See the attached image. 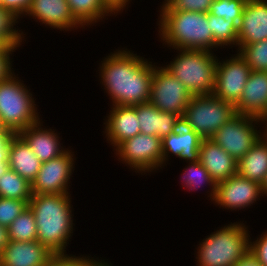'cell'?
Listing matches in <instances>:
<instances>
[{"label": "cell", "instance_id": "cell-1", "mask_svg": "<svg viewBox=\"0 0 267 266\" xmlns=\"http://www.w3.org/2000/svg\"><path fill=\"white\" fill-rule=\"evenodd\" d=\"M134 52L118 47L98 65L101 88L111 100L110 106H135L150 99L154 61Z\"/></svg>", "mask_w": 267, "mask_h": 266}, {"label": "cell", "instance_id": "cell-2", "mask_svg": "<svg viewBox=\"0 0 267 266\" xmlns=\"http://www.w3.org/2000/svg\"><path fill=\"white\" fill-rule=\"evenodd\" d=\"M28 206L35 216L37 240L55 255L67 254L75 231L71 194H32Z\"/></svg>", "mask_w": 267, "mask_h": 266}, {"label": "cell", "instance_id": "cell-3", "mask_svg": "<svg viewBox=\"0 0 267 266\" xmlns=\"http://www.w3.org/2000/svg\"><path fill=\"white\" fill-rule=\"evenodd\" d=\"M157 12V37L164 47L167 46L170 50L194 49L211 52H218L217 49H220L213 42L208 13L176 10Z\"/></svg>", "mask_w": 267, "mask_h": 266}, {"label": "cell", "instance_id": "cell-4", "mask_svg": "<svg viewBox=\"0 0 267 266\" xmlns=\"http://www.w3.org/2000/svg\"><path fill=\"white\" fill-rule=\"evenodd\" d=\"M218 227L202 241L195 251L196 266H233L250 251V234L246 221Z\"/></svg>", "mask_w": 267, "mask_h": 266}, {"label": "cell", "instance_id": "cell-5", "mask_svg": "<svg viewBox=\"0 0 267 266\" xmlns=\"http://www.w3.org/2000/svg\"><path fill=\"white\" fill-rule=\"evenodd\" d=\"M174 52L177 53L176 56L163 66L181 81L192 95L213 94L219 55L194 49H174Z\"/></svg>", "mask_w": 267, "mask_h": 266}, {"label": "cell", "instance_id": "cell-6", "mask_svg": "<svg viewBox=\"0 0 267 266\" xmlns=\"http://www.w3.org/2000/svg\"><path fill=\"white\" fill-rule=\"evenodd\" d=\"M18 75L0 82V124L15 134L42 118L31 88Z\"/></svg>", "mask_w": 267, "mask_h": 266}, {"label": "cell", "instance_id": "cell-7", "mask_svg": "<svg viewBox=\"0 0 267 266\" xmlns=\"http://www.w3.org/2000/svg\"><path fill=\"white\" fill-rule=\"evenodd\" d=\"M236 115L235 106L211 95H193L182 116V124L202 139H211L227 121Z\"/></svg>", "mask_w": 267, "mask_h": 266}, {"label": "cell", "instance_id": "cell-8", "mask_svg": "<svg viewBox=\"0 0 267 266\" xmlns=\"http://www.w3.org/2000/svg\"><path fill=\"white\" fill-rule=\"evenodd\" d=\"M113 151L116 159L136 175H153L163 170L162 139L157 136L139 133L121 142Z\"/></svg>", "mask_w": 267, "mask_h": 266}, {"label": "cell", "instance_id": "cell-9", "mask_svg": "<svg viewBox=\"0 0 267 266\" xmlns=\"http://www.w3.org/2000/svg\"><path fill=\"white\" fill-rule=\"evenodd\" d=\"M263 134L261 119L236 114L216 131L211 140L238 162Z\"/></svg>", "mask_w": 267, "mask_h": 266}, {"label": "cell", "instance_id": "cell-10", "mask_svg": "<svg viewBox=\"0 0 267 266\" xmlns=\"http://www.w3.org/2000/svg\"><path fill=\"white\" fill-rule=\"evenodd\" d=\"M157 64L153 63L149 102L162 112L174 113L182 118L193 95L163 64Z\"/></svg>", "mask_w": 267, "mask_h": 266}, {"label": "cell", "instance_id": "cell-11", "mask_svg": "<svg viewBox=\"0 0 267 266\" xmlns=\"http://www.w3.org/2000/svg\"><path fill=\"white\" fill-rule=\"evenodd\" d=\"M41 164L36 179L31 184L32 194H70L76 156L73 148Z\"/></svg>", "mask_w": 267, "mask_h": 266}, {"label": "cell", "instance_id": "cell-12", "mask_svg": "<svg viewBox=\"0 0 267 266\" xmlns=\"http://www.w3.org/2000/svg\"><path fill=\"white\" fill-rule=\"evenodd\" d=\"M220 58L222 57H218L216 65L213 95L235 105L245 88L251 69L238 52L231 57L226 56V60Z\"/></svg>", "mask_w": 267, "mask_h": 266}, {"label": "cell", "instance_id": "cell-13", "mask_svg": "<svg viewBox=\"0 0 267 266\" xmlns=\"http://www.w3.org/2000/svg\"><path fill=\"white\" fill-rule=\"evenodd\" d=\"M263 197L261 185L236 174L216 187L213 204L229 211L246 210Z\"/></svg>", "mask_w": 267, "mask_h": 266}, {"label": "cell", "instance_id": "cell-14", "mask_svg": "<svg viewBox=\"0 0 267 266\" xmlns=\"http://www.w3.org/2000/svg\"><path fill=\"white\" fill-rule=\"evenodd\" d=\"M24 17L51 30L80 31L85 27L74 17L67 0H32Z\"/></svg>", "mask_w": 267, "mask_h": 266}, {"label": "cell", "instance_id": "cell-15", "mask_svg": "<svg viewBox=\"0 0 267 266\" xmlns=\"http://www.w3.org/2000/svg\"><path fill=\"white\" fill-rule=\"evenodd\" d=\"M103 119V134L113 150L125 140L141 133L140 123L134 106H111Z\"/></svg>", "mask_w": 267, "mask_h": 266}, {"label": "cell", "instance_id": "cell-16", "mask_svg": "<svg viewBox=\"0 0 267 266\" xmlns=\"http://www.w3.org/2000/svg\"><path fill=\"white\" fill-rule=\"evenodd\" d=\"M43 122L41 119L18 133L42 163L60 156L68 149L61 143L62 137L57 130L45 127Z\"/></svg>", "mask_w": 267, "mask_h": 266}, {"label": "cell", "instance_id": "cell-17", "mask_svg": "<svg viewBox=\"0 0 267 266\" xmlns=\"http://www.w3.org/2000/svg\"><path fill=\"white\" fill-rule=\"evenodd\" d=\"M54 255L38 240H9L0 254V266H47Z\"/></svg>", "mask_w": 267, "mask_h": 266}, {"label": "cell", "instance_id": "cell-18", "mask_svg": "<svg viewBox=\"0 0 267 266\" xmlns=\"http://www.w3.org/2000/svg\"><path fill=\"white\" fill-rule=\"evenodd\" d=\"M236 114L263 119L267 114V72L251 71L238 102Z\"/></svg>", "mask_w": 267, "mask_h": 266}, {"label": "cell", "instance_id": "cell-19", "mask_svg": "<svg viewBox=\"0 0 267 266\" xmlns=\"http://www.w3.org/2000/svg\"><path fill=\"white\" fill-rule=\"evenodd\" d=\"M201 141L195 131L181 124L175 132L162 139L163 168L173 156L186 163L199 161Z\"/></svg>", "mask_w": 267, "mask_h": 266}, {"label": "cell", "instance_id": "cell-20", "mask_svg": "<svg viewBox=\"0 0 267 266\" xmlns=\"http://www.w3.org/2000/svg\"><path fill=\"white\" fill-rule=\"evenodd\" d=\"M267 39V0H247L238 24L237 44Z\"/></svg>", "mask_w": 267, "mask_h": 266}, {"label": "cell", "instance_id": "cell-21", "mask_svg": "<svg viewBox=\"0 0 267 266\" xmlns=\"http://www.w3.org/2000/svg\"><path fill=\"white\" fill-rule=\"evenodd\" d=\"M134 107L136 108L142 134L154 135L163 139L170 133L175 132L182 124L179 115L162 112L149 101Z\"/></svg>", "mask_w": 267, "mask_h": 266}, {"label": "cell", "instance_id": "cell-22", "mask_svg": "<svg viewBox=\"0 0 267 266\" xmlns=\"http://www.w3.org/2000/svg\"><path fill=\"white\" fill-rule=\"evenodd\" d=\"M199 162L218 184L237 174V161L211 139H202Z\"/></svg>", "mask_w": 267, "mask_h": 266}, {"label": "cell", "instance_id": "cell-23", "mask_svg": "<svg viewBox=\"0 0 267 266\" xmlns=\"http://www.w3.org/2000/svg\"><path fill=\"white\" fill-rule=\"evenodd\" d=\"M41 164L42 162L26 142L18 134H15L9 143V168L32 184L36 179Z\"/></svg>", "mask_w": 267, "mask_h": 266}, {"label": "cell", "instance_id": "cell-24", "mask_svg": "<svg viewBox=\"0 0 267 266\" xmlns=\"http://www.w3.org/2000/svg\"><path fill=\"white\" fill-rule=\"evenodd\" d=\"M237 174L260 185L263 183L267 174V134L237 162Z\"/></svg>", "mask_w": 267, "mask_h": 266}, {"label": "cell", "instance_id": "cell-25", "mask_svg": "<svg viewBox=\"0 0 267 266\" xmlns=\"http://www.w3.org/2000/svg\"><path fill=\"white\" fill-rule=\"evenodd\" d=\"M182 188L186 189L187 192L194 190L197 192L199 188L204 189V187L209 186L207 188V200H211L210 203L214 202V197L216 194L217 184L211 178V175L208 173L206 168L199 162H187L185 165L183 172L180 174Z\"/></svg>", "mask_w": 267, "mask_h": 266}, {"label": "cell", "instance_id": "cell-26", "mask_svg": "<svg viewBox=\"0 0 267 266\" xmlns=\"http://www.w3.org/2000/svg\"><path fill=\"white\" fill-rule=\"evenodd\" d=\"M67 2L74 17L86 29L96 26L106 19L108 20L110 16H114L101 0H67Z\"/></svg>", "mask_w": 267, "mask_h": 266}, {"label": "cell", "instance_id": "cell-27", "mask_svg": "<svg viewBox=\"0 0 267 266\" xmlns=\"http://www.w3.org/2000/svg\"><path fill=\"white\" fill-rule=\"evenodd\" d=\"M31 196V183L14 170L8 168L0 176V197L30 201Z\"/></svg>", "mask_w": 267, "mask_h": 266}, {"label": "cell", "instance_id": "cell-28", "mask_svg": "<svg viewBox=\"0 0 267 266\" xmlns=\"http://www.w3.org/2000/svg\"><path fill=\"white\" fill-rule=\"evenodd\" d=\"M208 22L213 34V42L220 48H235L237 51L238 23L228 22L223 17L208 13Z\"/></svg>", "mask_w": 267, "mask_h": 266}, {"label": "cell", "instance_id": "cell-29", "mask_svg": "<svg viewBox=\"0 0 267 266\" xmlns=\"http://www.w3.org/2000/svg\"><path fill=\"white\" fill-rule=\"evenodd\" d=\"M8 239L29 242L37 240V227L33 211L29 206L10 224Z\"/></svg>", "mask_w": 267, "mask_h": 266}, {"label": "cell", "instance_id": "cell-30", "mask_svg": "<svg viewBox=\"0 0 267 266\" xmlns=\"http://www.w3.org/2000/svg\"><path fill=\"white\" fill-rule=\"evenodd\" d=\"M21 20L16 17L11 11L4 9L0 6V39L10 46H16L20 48L23 46L26 33L22 31L18 24ZM17 24V25H16ZM20 29V30H19Z\"/></svg>", "mask_w": 267, "mask_h": 266}, {"label": "cell", "instance_id": "cell-31", "mask_svg": "<svg viewBox=\"0 0 267 266\" xmlns=\"http://www.w3.org/2000/svg\"><path fill=\"white\" fill-rule=\"evenodd\" d=\"M237 52L251 71L267 72V39L253 44H237Z\"/></svg>", "mask_w": 267, "mask_h": 266}, {"label": "cell", "instance_id": "cell-32", "mask_svg": "<svg viewBox=\"0 0 267 266\" xmlns=\"http://www.w3.org/2000/svg\"><path fill=\"white\" fill-rule=\"evenodd\" d=\"M247 0H213L208 13L239 24Z\"/></svg>", "mask_w": 267, "mask_h": 266}, {"label": "cell", "instance_id": "cell-33", "mask_svg": "<svg viewBox=\"0 0 267 266\" xmlns=\"http://www.w3.org/2000/svg\"><path fill=\"white\" fill-rule=\"evenodd\" d=\"M29 201L0 197V225L8 228L28 206Z\"/></svg>", "mask_w": 267, "mask_h": 266}, {"label": "cell", "instance_id": "cell-34", "mask_svg": "<svg viewBox=\"0 0 267 266\" xmlns=\"http://www.w3.org/2000/svg\"><path fill=\"white\" fill-rule=\"evenodd\" d=\"M213 0H164L158 10L193 11L208 13Z\"/></svg>", "mask_w": 267, "mask_h": 266}, {"label": "cell", "instance_id": "cell-35", "mask_svg": "<svg viewBox=\"0 0 267 266\" xmlns=\"http://www.w3.org/2000/svg\"><path fill=\"white\" fill-rule=\"evenodd\" d=\"M91 255H73V254H57L54 255L49 261L47 266H91L92 261L95 259Z\"/></svg>", "mask_w": 267, "mask_h": 266}, {"label": "cell", "instance_id": "cell-36", "mask_svg": "<svg viewBox=\"0 0 267 266\" xmlns=\"http://www.w3.org/2000/svg\"><path fill=\"white\" fill-rule=\"evenodd\" d=\"M18 49L20 50L16 46L6 45L0 51V82L8 80L15 73L13 55Z\"/></svg>", "mask_w": 267, "mask_h": 266}, {"label": "cell", "instance_id": "cell-37", "mask_svg": "<svg viewBox=\"0 0 267 266\" xmlns=\"http://www.w3.org/2000/svg\"><path fill=\"white\" fill-rule=\"evenodd\" d=\"M250 252L257 258L262 266H267V230L262 231L256 239L250 236Z\"/></svg>", "mask_w": 267, "mask_h": 266}, {"label": "cell", "instance_id": "cell-38", "mask_svg": "<svg viewBox=\"0 0 267 266\" xmlns=\"http://www.w3.org/2000/svg\"><path fill=\"white\" fill-rule=\"evenodd\" d=\"M32 0H1L0 6L11 11L19 19H23Z\"/></svg>", "mask_w": 267, "mask_h": 266}, {"label": "cell", "instance_id": "cell-39", "mask_svg": "<svg viewBox=\"0 0 267 266\" xmlns=\"http://www.w3.org/2000/svg\"><path fill=\"white\" fill-rule=\"evenodd\" d=\"M104 6L116 17L128 9L132 0H101Z\"/></svg>", "mask_w": 267, "mask_h": 266}, {"label": "cell", "instance_id": "cell-40", "mask_svg": "<svg viewBox=\"0 0 267 266\" xmlns=\"http://www.w3.org/2000/svg\"><path fill=\"white\" fill-rule=\"evenodd\" d=\"M15 134H0V162L8 163L9 143Z\"/></svg>", "mask_w": 267, "mask_h": 266}, {"label": "cell", "instance_id": "cell-41", "mask_svg": "<svg viewBox=\"0 0 267 266\" xmlns=\"http://www.w3.org/2000/svg\"><path fill=\"white\" fill-rule=\"evenodd\" d=\"M233 266H262L257 258L248 252L244 257L240 258Z\"/></svg>", "mask_w": 267, "mask_h": 266}, {"label": "cell", "instance_id": "cell-42", "mask_svg": "<svg viewBox=\"0 0 267 266\" xmlns=\"http://www.w3.org/2000/svg\"><path fill=\"white\" fill-rule=\"evenodd\" d=\"M8 242V229L0 225V254Z\"/></svg>", "mask_w": 267, "mask_h": 266}, {"label": "cell", "instance_id": "cell-43", "mask_svg": "<svg viewBox=\"0 0 267 266\" xmlns=\"http://www.w3.org/2000/svg\"><path fill=\"white\" fill-rule=\"evenodd\" d=\"M103 259L104 258L99 259V257H96L92 261L91 266H113V263H111L110 261H108V259H106V258L104 260Z\"/></svg>", "mask_w": 267, "mask_h": 266}, {"label": "cell", "instance_id": "cell-44", "mask_svg": "<svg viewBox=\"0 0 267 266\" xmlns=\"http://www.w3.org/2000/svg\"><path fill=\"white\" fill-rule=\"evenodd\" d=\"M261 189L263 193V198H265V196H267V174H266L265 180L261 184Z\"/></svg>", "mask_w": 267, "mask_h": 266}, {"label": "cell", "instance_id": "cell-45", "mask_svg": "<svg viewBox=\"0 0 267 266\" xmlns=\"http://www.w3.org/2000/svg\"><path fill=\"white\" fill-rule=\"evenodd\" d=\"M8 168H9L8 163L0 162V176L4 174Z\"/></svg>", "mask_w": 267, "mask_h": 266}, {"label": "cell", "instance_id": "cell-46", "mask_svg": "<svg viewBox=\"0 0 267 266\" xmlns=\"http://www.w3.org/2000/svg\"><path fill=\"white\" fill-rule=\"evenodd\" d=\"M261 121H262V125H264L263 126L264 134H267V114L263 117Z\"/></svg>", "mask_w": 267, "mask_h": 266}, {"label": "cell", "instance_id": "cell-47", "mask_svg": "<svg viewBox=\"0 0 267 266\" xmlns=\"http://www.w3.org/2000/svg\"><path fill=\"white\" fill-rule=\"evenodd\" d=\"M0 134H15L11 132L10 130L5 129L1 124H0Z\"/></svg>", "mask_w": 267, "mask_h": 266}, {"label": "cell", "instance_id": "cell-48", "mask_svg": "<svg viewBox=\"0 0 267 266\" xmlns=\"http://www.w3.org/2000/svg\"><path fill=\"white\" fill-rule=\"evenodd\" d=\"M6 46V44L0 39V51Z\"/></svg>", "mask_w": 267, "mask_h": 266}]
</instances>
